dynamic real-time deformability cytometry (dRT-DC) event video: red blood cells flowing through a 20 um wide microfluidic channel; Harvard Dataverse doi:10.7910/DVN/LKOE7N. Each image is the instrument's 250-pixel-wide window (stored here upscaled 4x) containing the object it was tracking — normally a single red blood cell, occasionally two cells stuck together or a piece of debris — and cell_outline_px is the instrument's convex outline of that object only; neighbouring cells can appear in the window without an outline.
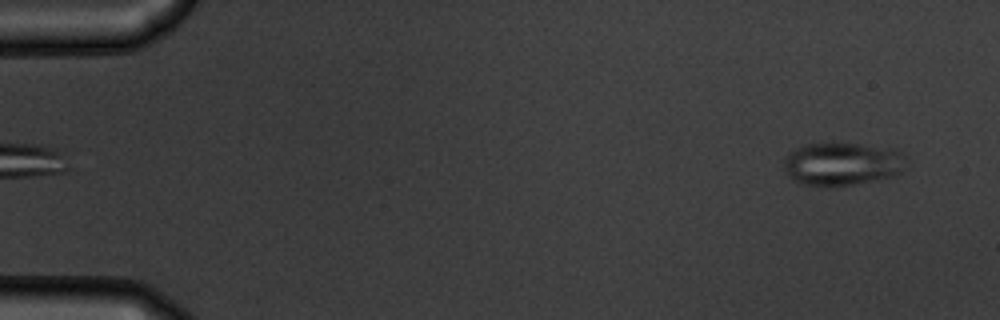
{"species": "common noctule bat (a hibernating species)", "species_latin": "Nyctalus noctula", "temperature_condition": "warm", "stored_images_in_passage": 54, "camera_frame_rate_fps": 3000, "um_per_image_px": 0.085, "animal": {"sex": "male", "body_mass_g": 19.5, "forearm_length_mm": 54.6}, "frame": {"image": 1, "passage_image": 3, "time_ms": 0.667, "image_size_px": [1000, 320], "cell_outline_px": [[908, 164], [900, 172], [892, 176], [832, 188], [828, 188], [804, 184], [792, 180], [784, 172], [784, 156], [788, 152], [804, 144], [860, 144], [896, 148], [908, 156]], "centroid_in_image_um": [71.6, 13.94], "position_along_channel_um": 13.4, "area_um2": 31.33}}
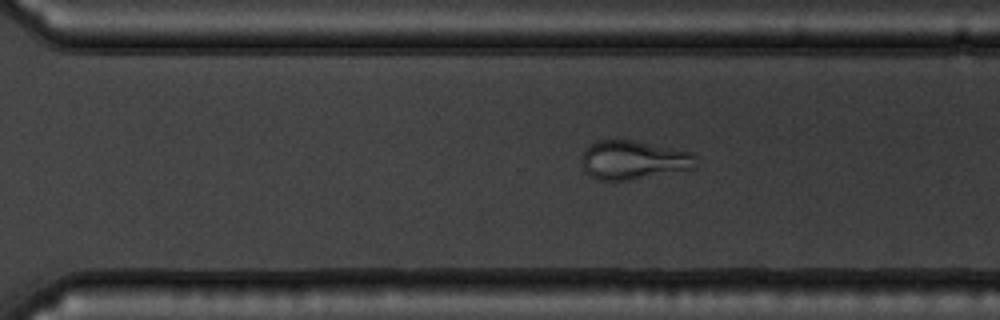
{"frame": {"image": 2, "passage_image": 38, "time_ms": 12.333, "image_size_px": [1000, 320], "cell_outline_px": [[696, 168], [628, 180], [600, 180], [592, 176], [584, 168], [580, 160], [584, 152], [596, 140], [632, 140], [692, 152], [696, 156]], "centroid_in_image_um": [53.87, 13.6], "position_along_channel_um": 316.7, "area_um2": 25.55}}
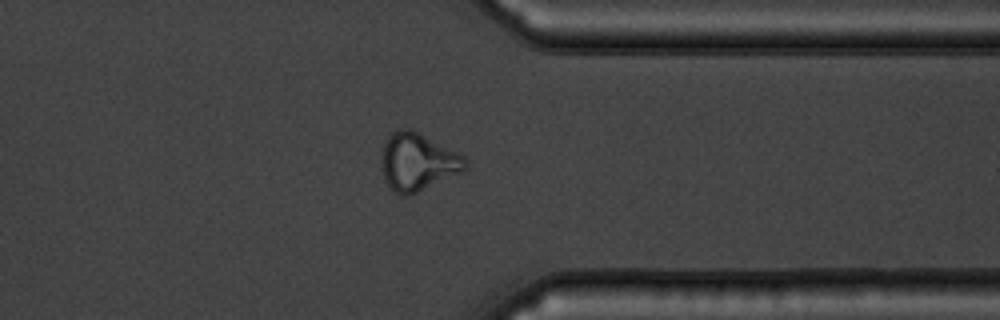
{"frame": {"image": 3, "passage_image": 43, "time_ms": 14.0, "image_size_px": [1000, 320], "cell_outline_px": [[468, 168], [460, 172], [408, 196], [404, 196], [396, 192], [384, 180], [380, 160], [384, 144], [388, 136], [392, 132], [400, 128], [408, 128], [464, 156], [468, 160]], "centroid_in_image_um": [35.47, 13.76], "position_along_channel_um": 375.9, "area_um2": 27.63}, "authors_computed_cell_mechanics": {"area_um2": 28.5821, "velocity_mm_per_s": 3.7096, "shape_relaxation_time_tau1_ms": 9.6679, "shape_relaxation_time_tau2_ms": 1.6378, "deformation_change_tau1": 0.1653, "deformation_change_tau2": 0.0826}}